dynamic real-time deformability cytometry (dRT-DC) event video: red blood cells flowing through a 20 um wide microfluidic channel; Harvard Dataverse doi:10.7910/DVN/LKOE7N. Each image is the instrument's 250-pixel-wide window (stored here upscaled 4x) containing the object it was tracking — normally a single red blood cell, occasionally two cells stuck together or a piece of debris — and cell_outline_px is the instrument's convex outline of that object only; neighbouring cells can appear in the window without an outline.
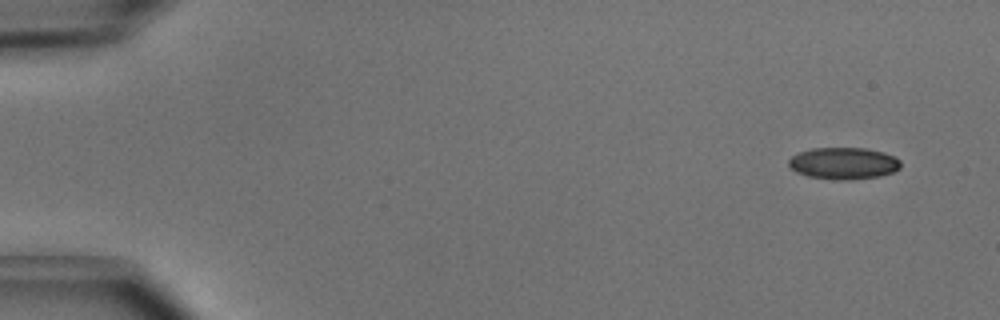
{"species": "common noctule bat (a hibernating species)", "species_latin": "Nyctalus noctula", "temperature_condition": "cold", "stored_images_in_passage": 5, "camera_frame_rate_fps": 3000, "um_per_image_px": 0.085, "animal": {"sex": "male", "body_mass_g": 15.6}, "frame": {"image": 1, "passage_image": 1, "time_ms": 0.0, "image_size_px": [1000, 320], "cell_outline_px": [[900, 168], [892, 172], [880, 176], [852, 180], [840, 180], [808, 176], [796, 172], [788, 164], [788, 160], [792, 156], [800, 152], [812, 148], [868, 148], [884, 152], [900, 160]], "centroid_in_image_um": [71.71, 13.88], "position_along_channel_um": 13.3, "area_um2": 20.75}}
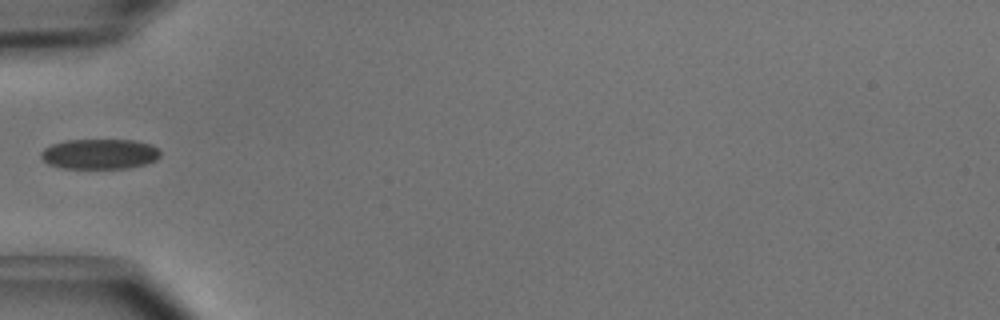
{"frame": {"image": 2, "passage_image": 5, "time_ms": 1.333, "image_size_px": [1000, 320], "cell_outline_px": [[160, 156], [156, 160], [144, 164], [128, 168], [64, 168], [48, 164], [40, 156], [40, 152], [44, 148], [52, 144], [64, 140], [132, 140], [152, 144], [160, 152]], "centroid_in_image_um": [8.45, 13.08], "position_along_channel_um": 76.5, "area_um2": 20.98}}